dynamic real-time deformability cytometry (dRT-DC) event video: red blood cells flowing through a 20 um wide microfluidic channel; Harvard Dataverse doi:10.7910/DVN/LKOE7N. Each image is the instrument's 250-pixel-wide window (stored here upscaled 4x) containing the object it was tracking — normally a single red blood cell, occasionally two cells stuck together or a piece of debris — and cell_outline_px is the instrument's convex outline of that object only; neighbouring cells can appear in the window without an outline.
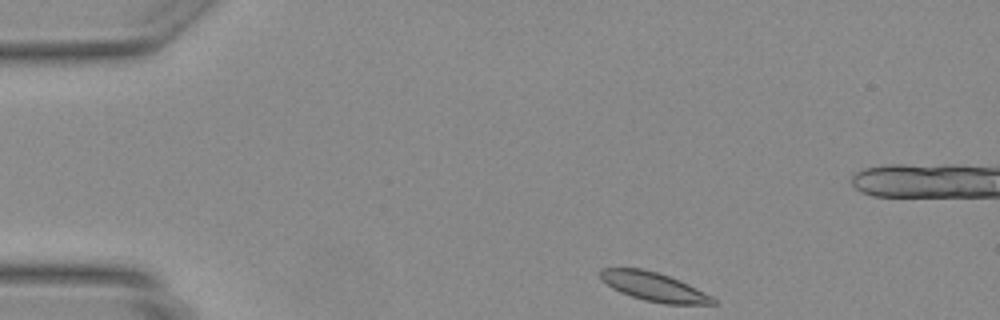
{"species": "Egyptian fruit bat (a non-hibernating species)", "species_latin": "Rousettus aegyptiacus", "temperature_condition": "warm", "stored_images_in_passage": 42, "camera_frame_rate_fps": 3000, "um_per_image_px": 0.085, "animal": {"sex": "female"}, "frame": {"image": 1, "passage_image": 1, "time_ms": 0.0, "image_size_px": [1000, 320], "cell_outline_px": [[716, 304], [664, 304], [644, 300], [620, 292], [612, 288], [600, 280], [600, 268], [640, 268], [656, 272], [668, 276], [688, 284], [712, 296], [716, 300]], "centroid_in_image_um": [55.55, 24.37], "position_along_channel_um": 29.5, "area_um2": 18.79}}
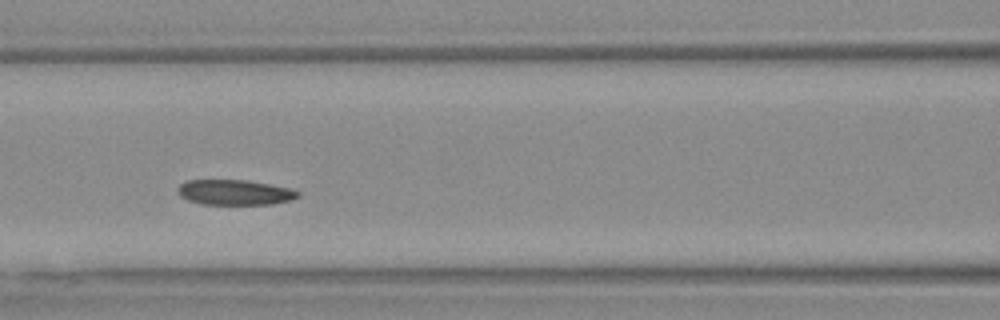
{"frame": {"image": 2, "passage_image": 14, "time_ms": 4.333, "image_size_px": [1000, 320], "cell_outline_px": [[300, 196], [292, 200], [272, 204], [200, 204], [188, 200], [180, 196], [176, 192], [176, 188], [180, 184], [188, 180], [248, 180], [288, 188], [300, 192]], "centroid_in_image_um": [19.92, 16.35], "position_along_channel_um": 146.7, "area_um2": 17.74}}
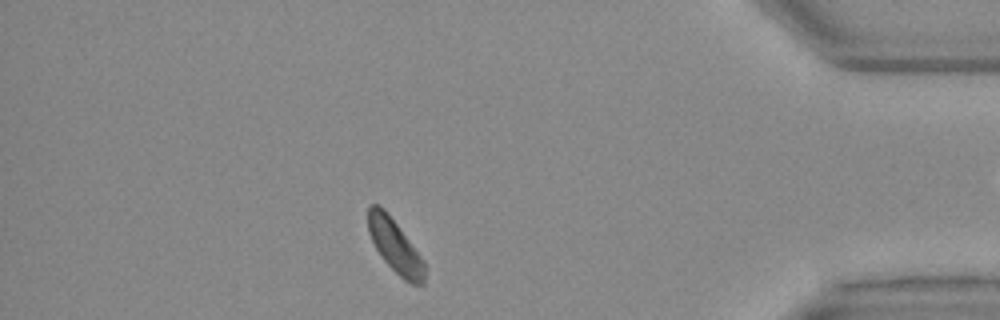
{"frame": {"image": 3, "passage_image": 35, "time_ms": 11.333, "image_size_px": [1000, 320], "cell_outline_px": [[424, 284], [412, 284], [404, 280], [384, 260], [376, 248], [368, 232], [368, 208], [372, 204], [376, 204], [384, 208], [424, 260]], "centroid_in_image_um": [33.57, 20.91], "position_along_channel_um": 401.6, "area_um2": 17.11}}